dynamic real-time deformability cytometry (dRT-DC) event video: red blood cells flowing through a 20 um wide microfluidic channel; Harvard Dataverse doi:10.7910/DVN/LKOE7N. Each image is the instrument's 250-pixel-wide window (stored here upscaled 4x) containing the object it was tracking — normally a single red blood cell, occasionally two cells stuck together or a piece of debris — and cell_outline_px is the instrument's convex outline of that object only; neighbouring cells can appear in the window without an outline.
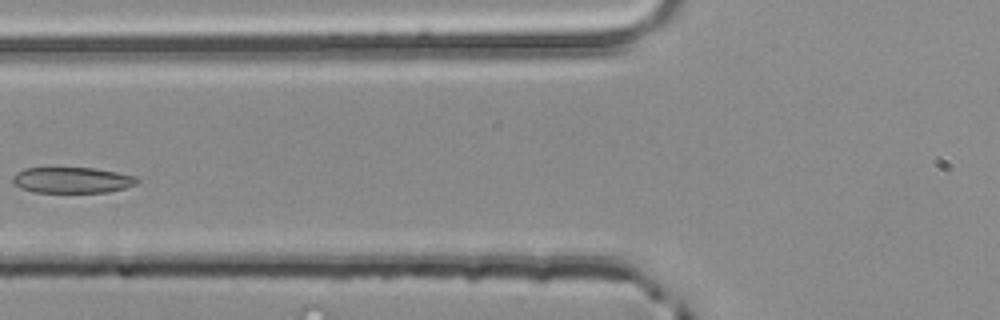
{"species": "common noctule bat (a hibernating species)", "species_latin": "Nyctalus noctula", "temperature_condition": "room temperature", "stored_images_in_passage": 3, "camera_frame_rate_fps": 3000, "um_per_image_px": 0.085, "animal": {"sex": "male", "body_mass_g": 20.4}, "frame": {"image": 1, "passage_image": 3, "time_ms": 0.667, "image_size_px": [1000, 320], "cell_outline_px": [[140, 180], [136, 184], [124, 188], [108, 192], [32, 192], [20, 188], [12, 184], [12, 176], [16, 172], [24, 168], [92, 168], [116, 172], [136, 176]], "centroid_in_image_um": [6.09, 15.31], "position_along_channel_um": 119.7, "area_um2": 18.84}}